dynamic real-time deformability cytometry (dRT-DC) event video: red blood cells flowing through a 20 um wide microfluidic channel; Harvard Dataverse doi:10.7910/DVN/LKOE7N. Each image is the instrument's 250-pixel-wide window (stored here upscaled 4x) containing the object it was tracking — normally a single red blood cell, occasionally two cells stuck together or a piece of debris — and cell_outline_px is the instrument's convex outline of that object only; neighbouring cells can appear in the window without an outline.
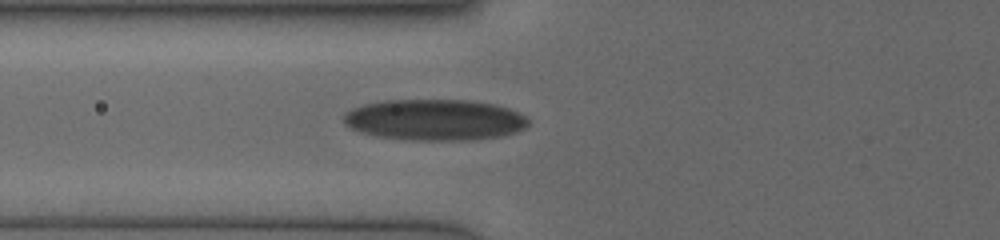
{"species": "human", "species_latin": "Homo sapiens", "temperature_condition": "cold", "stored_images_in_passage": 11, "camera_frame_rate_fps": 3000, "um_per_image_px": 0.085, "donor": {"sex": "female"}, "frame": {"image": 1, "passage_image": 7, "time_ms": 2.333, "image_size_px": [1000, 240], "cell_outline_px": [[528, 124], [524, 128], [516, 132], [504, 136], [476, 140], [404, 140], [376, 136], [360, 132], [344, 124], [344, 116], [348, 112], [364, 104], [388, 100], [468, 100], [492, 104], [508, 108], [524, 116], [528, 120]], "centroid_in_image_um": [36.97, 10.2], "position_along_channel_um": 88.8, "area_um2": 44.16}}
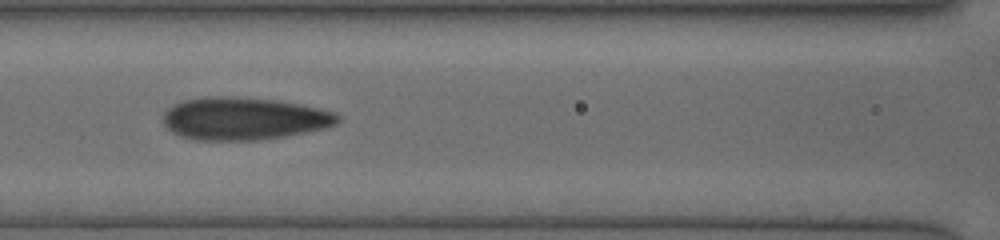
{"frame": {"image": 2, "passage_image": 10, "time_ms": 3.667, "image_size_px": [1000, 240], "cell_outline_px": [[340, 120], [336, 124], [324, 128], [284, 136], [260, 140], [196, 140], [172, 132], [164, 124], [164, 112], [168, 108], [184, 100], [204, 96], [236, 96], [276, 100], [300, 104], [336, 112], [340, 116]], "centroid_in_image_um": [20.74, 10.07], "position_along_channel_um": 145.9, "area_um2": 43.29}}